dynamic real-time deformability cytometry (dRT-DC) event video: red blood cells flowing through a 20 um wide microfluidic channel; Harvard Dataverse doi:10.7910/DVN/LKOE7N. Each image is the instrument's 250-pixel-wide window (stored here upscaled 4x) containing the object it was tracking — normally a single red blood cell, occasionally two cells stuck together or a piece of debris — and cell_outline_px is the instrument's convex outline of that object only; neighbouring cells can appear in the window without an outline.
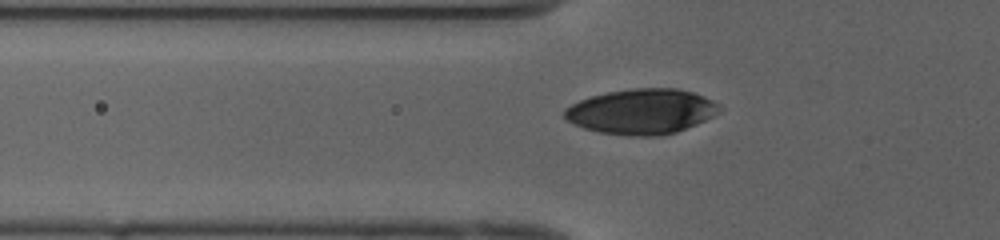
{"species": "human", "species_latin": "Homo sapiens", "temperature_condition": "cold", "stored_images_in_passage": 36, "camera_frame_rate_fps": 3000, "um_per_image_px": 0.085, "donor": {"sex": "female"}, "frame": {"image": 1, "passage_image": 3, "time_ms": 0.667, "image_size_px": [1000, 240], "cell_outline_px": [[724, 108], [720, 112], [696, 124], [676, 132], [660, 136], [628, 136], [600, 132], [584, 128], [568, 120], [564, 116], [564, 108], [580, 100], [592, 96], [608, 92], [632, 88], [676, 88], [692, 92], [704, 96], [712, 100]], "centroid_in_image_um": [54.56, 9.48], "position_along_channel_um": 71.2, "area_um2": 40.75}}
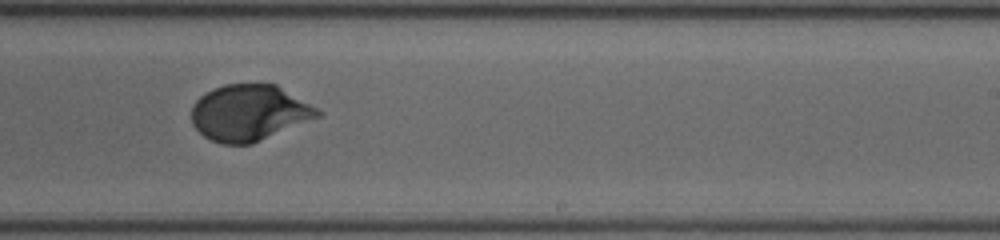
{"frame": {"image": 2, "passage_image": 18, "time_ms": 5.667, "image_size_px": [1000, 240], "cell_outline_px": [[324, 112], [320, 116], [252, 144], [220, 144], [204, 136], [192, 124], [192, 104], [204, 92], [212, 88], [224, 84], [276, 84]], "centroid_in_image_um": [21.16, 9.58], "position_along_channel_um": 267.8, "area_um2": 41.21}}
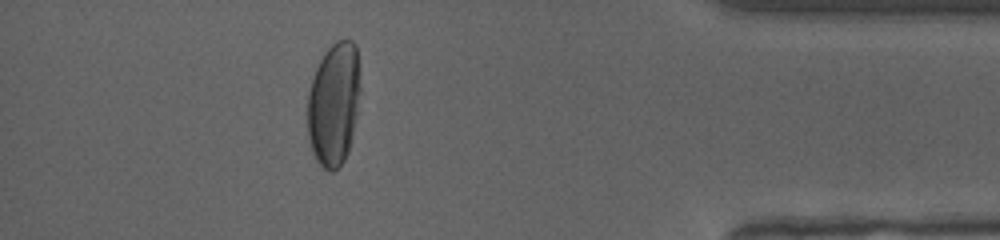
{"frame": {"image": 3, "passage_image": 31, "time_ms": 10.0, "image_size_px": [1000, 240], "cell_outline_px": [[360, 92], [352, 140], [348, 152], [344, 160], [332, 172], [328, 172], [316, 160], [312, 152], [308, 136], [308, 92], [316, 68], [324, 52], [336, 40], [352, 40], [356, 44], [360, 88]], "centroid_in_image_um": [28.38, 8.84], "position_along_channel_um": 406.8, "area_um2": 38.03}, "authors_computed_cell_mechanics": {"area_um2": 41.2403, "velocity_mm_per_s": 3.969, "shape_relaxation_time_tau1_ms": 3.7917, "shape_relaxation_time_tau2_ms": null, "deformation_change_tau1": 0.1739, "deformation_change_tau2": null}}